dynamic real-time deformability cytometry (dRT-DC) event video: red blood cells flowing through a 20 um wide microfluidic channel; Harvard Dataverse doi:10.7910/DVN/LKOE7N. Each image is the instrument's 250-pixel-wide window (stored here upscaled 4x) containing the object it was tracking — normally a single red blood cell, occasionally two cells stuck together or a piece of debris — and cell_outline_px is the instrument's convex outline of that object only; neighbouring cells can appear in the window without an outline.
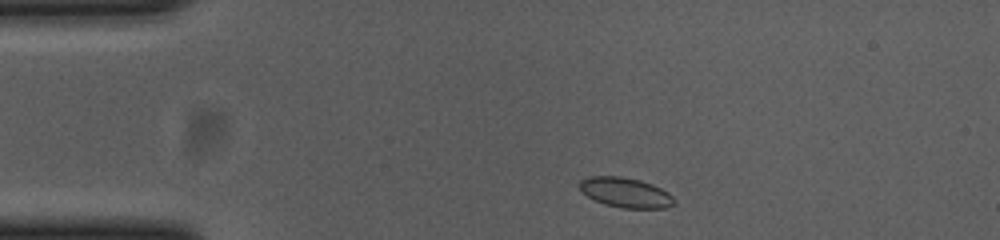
{"species": "common noctule bat (a hibernating species)", "species_latin": "Nyctalus noctula", "temperature_condition": "cold", "stored_images_in_passage": 47, "camera_frame_rate_fps": 3000, "um_per_image_px": 0.085, "animal": {"sex": "female", "body_mass_g": 23.0, "forearm_length_mm": 53.4}, "frame": {"image": 1, "passage_image": 2, "time_ms": 0.333, "image_size_px": [1000, 240], "cell_outline_px": [[676, 204], [668, 208], [624, 208], [604, 204], [588, 196], [580, 188], [580, 180], [588, 176], [620, 176], [640, 180], [652, 184], [668, 192], [672, 196]], "centroid_in_image_um": [53.2, 16.36], "position_along_channel_um": 31.8, "area_um2": 16.42}}
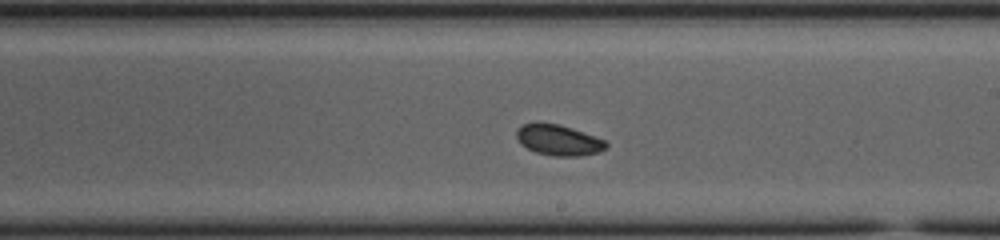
{"frame": {"image": 2, "passage_image": 23, "time_ms": 7.333, "image_size_px": [1000, 240], "cell_outline_px": [[608, 144], [600, 152], [580, 156], [552, 156], [536, 152], [520, 144], [516, 136], [516, 128], [524, 124], [536, 120], [560, 124], [572, 128], [604, 140]], "centroid_in_image_um": [47.41, 11.88], "position_along_channel_um": 241.6, "area_um2": 16.3}}
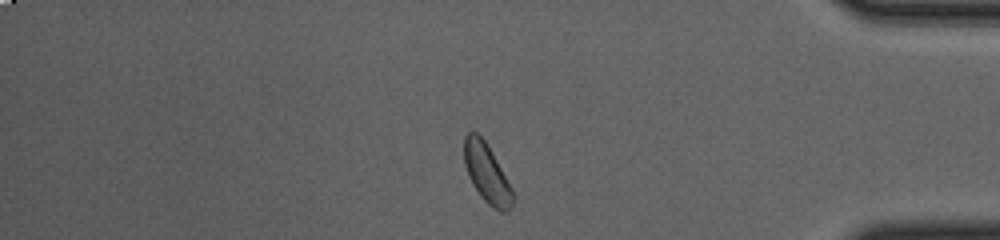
{"frame": {"image": 3, "passage_image": 38, "time_ms": 12.333, "image_size_px": [1000, 240], "cell_outline_px": [[516, 196], [512, 208], [508, 212], [500, 212], [492, 208], [480, 196], [472, 184], [468, 176], [464, 164], [464, 136], [468, 132], [476, 132], [484, 140], [492, 152], [512, 188]], "centroid_in_image_um": [41.4, 14.79], "position_along_channel_um": 393.8, "area_um2": 16.99}, "authors_computed_cell_mechanics": {"area_um2": 16.2996, "velocity_mm_per_s": 3.6628, "shape_relaxation_time_tau1_ms": 1.5962, "shape_relaxation_time_tau2_ms": null, "deformation_change_tau1": 0.0481, "deformation_change_tau2": null}}